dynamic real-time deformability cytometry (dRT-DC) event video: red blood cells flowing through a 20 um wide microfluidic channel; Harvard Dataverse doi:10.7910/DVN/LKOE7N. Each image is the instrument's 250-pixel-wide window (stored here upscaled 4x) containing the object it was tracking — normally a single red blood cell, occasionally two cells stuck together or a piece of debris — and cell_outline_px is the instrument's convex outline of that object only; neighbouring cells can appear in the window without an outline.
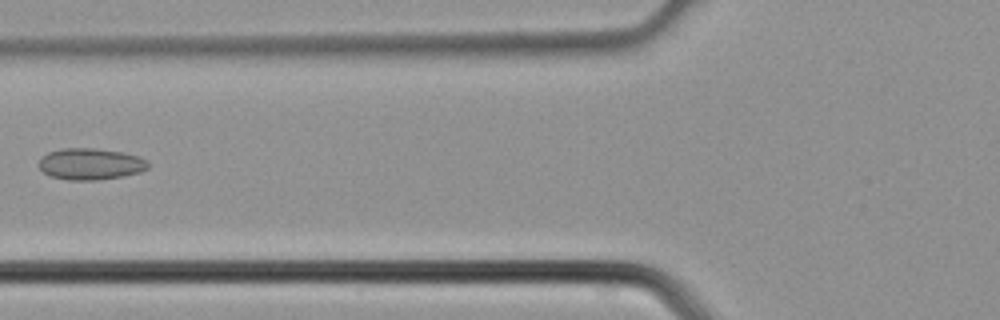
{"species": "common noctule bat (a hibernating species)", "species_latin": "Nyctalus noctula", "temperature_condition": "cold", "stored_images_in_passage": 4, "camera_frame_rate_fps": 3000, "um_per_image_px": 0.085, "animal": {"sex": "male", "body_mass_g": 21.5, "forearm_length_mm": 52.0}, "frame": {"image": 1, "passage_image": 4, "time_ms": 1.0, "image_size_px": [1000, 320], "cell_outline_px": [[148, 168], [140, 172], [120, 176], [96, 180], [68, 180], [52, 176], [44, 172], [36, 164], [40, 156], [48, 152], [64, 148], [96, 148], [124, 152], [140, 156], [148, 160]], "centroid_in_image_um": [7.68, 13.92], "position_along_channel_um": 118.1, "area_um2": 20.23}}